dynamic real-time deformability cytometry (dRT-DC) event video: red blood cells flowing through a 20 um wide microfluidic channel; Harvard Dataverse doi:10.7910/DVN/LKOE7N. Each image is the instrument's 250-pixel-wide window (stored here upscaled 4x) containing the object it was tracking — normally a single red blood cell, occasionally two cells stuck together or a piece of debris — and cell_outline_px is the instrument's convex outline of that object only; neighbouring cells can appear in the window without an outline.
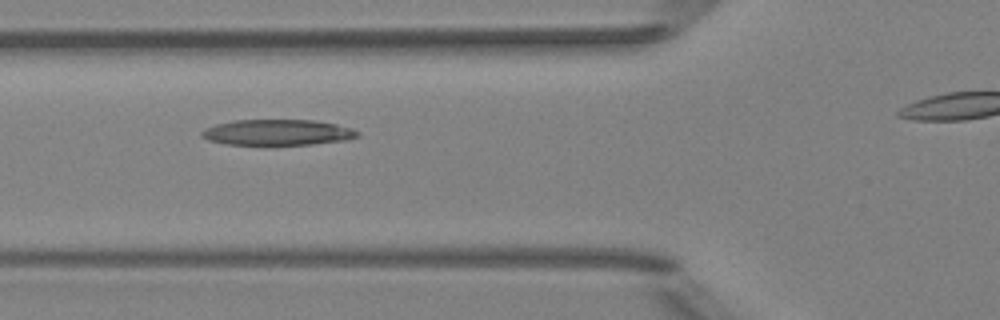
{"species": "Egyptian fruit bat (a non-hibernating species)", "species_latin": "Rousettus aegyptiacus", "temperature_condition": "room temperature", "stored_images_in_passage": 5, "camera_frame_rate_fps": 3000, "um_per_image_px": 0.085, "animal": {"sex": "female"}, "frame": {"image": 1, "passage_image": 2, "time_ms": 1.0, "image_size_px": [1000, 320], "cell_outline_px": [[360, 136], [344, 140], [312, 144], [224, 144], [208, 140], [200, 136], [200, 132], [204, 128], [216, 124], [236, 120], [312, 120], [336, 124], [352, 128], [360, 132]], "centroid_in_image_um": [23.57, 11.25], "position_along_channel_um": 102.2, "area_um2": 23.29}}
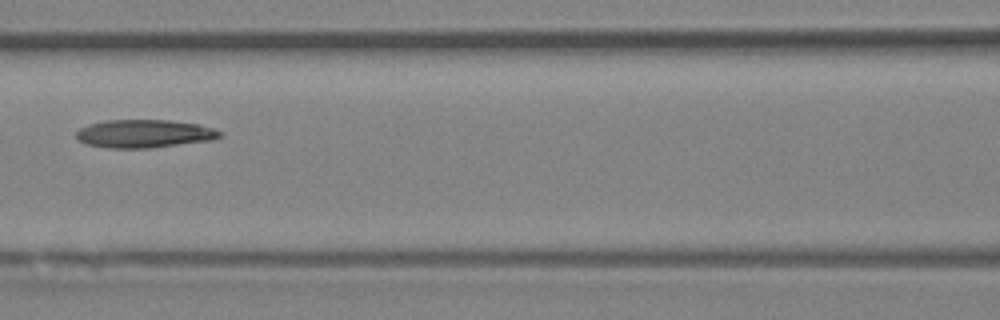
{"frame": {"image": 2, "passage_image": 3, "time_ms": 2.333, "image_size_px": [1000, 320], "cell_outline_px": [[224, 136], [212, 140], [148, 148], [108, 148], [88, 144], [80, 140], [76, 136], [76, 132], [80, 128], [104, 120], [168, 120], [200, 124], [212, 128], [220, 132]], "centroid_in_image_um": [12.29, 11.36], "position_along_channel_um": 154.3, "area_um2": 23.35}}
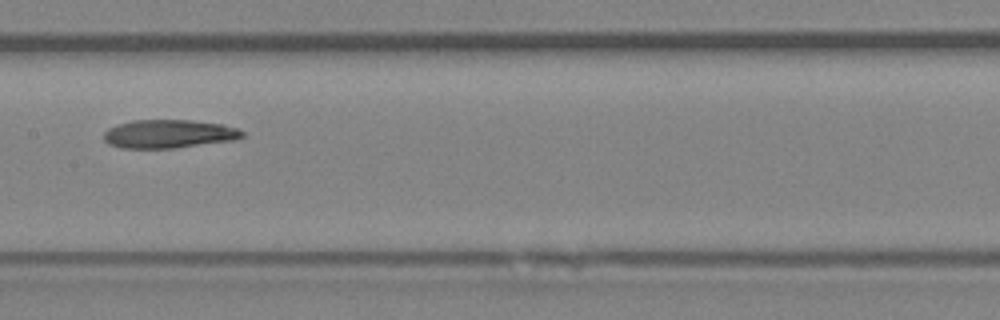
{"frame": {"image": 3, "passage_image": 4, "time_ms": 3.333, "image_size_px": [1000, 320], "cell_outline_px": [[244, 136], [236, 140], [176, 148], [120, 148], [108, 144], [104, 140], [104, 132], [108, 128], [116, 124], [132, 120], [192, 120], [224, 124], [236, 128], [244, 132]], "centroid_in_image_um": [14.35, 11.38], "position_along_channel_um": 193.1, "area_um2": 23.24}}